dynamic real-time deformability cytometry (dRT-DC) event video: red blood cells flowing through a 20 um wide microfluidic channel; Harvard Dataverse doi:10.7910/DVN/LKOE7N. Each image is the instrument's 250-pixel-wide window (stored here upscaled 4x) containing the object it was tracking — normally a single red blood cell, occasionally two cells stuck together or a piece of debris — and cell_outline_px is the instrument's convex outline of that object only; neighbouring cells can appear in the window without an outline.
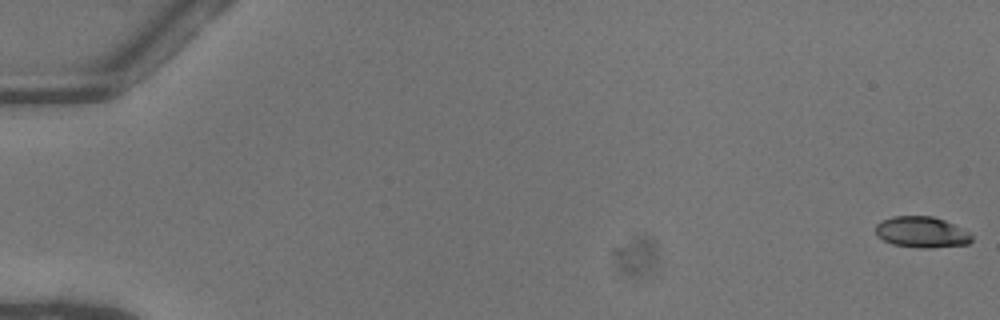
{"species": "common noctule bat (a hibernating species)", "species_latin": "Nyctalus noctula", "temperature_condition": "warm", "stored_images_in_passage": 52, "camera_frame_rate_fps": 3000, "um_per_image_px": 0.085, "animal": {"sex": "female"}, "frame": {"image": 1, "passage_image": 1, "time_ms": 0.0, "image_size_px": [1000, 320], "cell_outline_px": [[972, 240], [968, 244], [932, 248], [916, 248], [892, 244], [876, 236], [876, 224], [880, 220], [892, 216], [932, 216], [944, 220], [968, 232], [972, 236]], "centroid_in_image_um": [78.3, 19.74], "position_along_channel_um": 6.7, "area_um2": 17.46}}
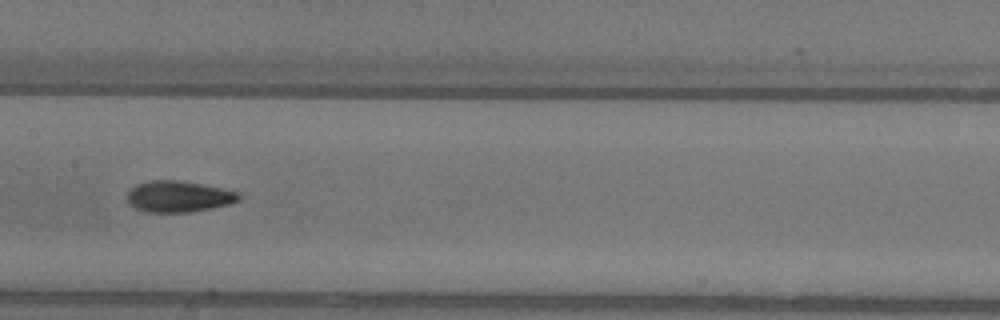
{"frame": {"image": 2, "passage_image": 28, "time_ms": 9.0, "image_size_px": [1000, 320], "cell_outline_px": [[240, 200], [232, 204], [192, 212], [144, 212], [128, 204], [128, 192], [136, 184], [152, 180], [180, 180], [240, 192]], "centroid_in_image_um": [15.2, 16.71], "position_along_channel_um": 192.2, "area_um2": 20.4}}
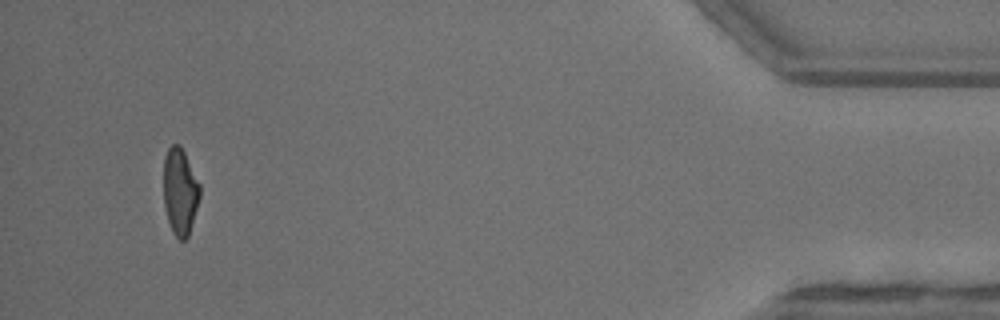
{"frame": {"image": 3, "passage_image": 50, "time_ms": 16.333, "image_size_px": [1000, 320], "cell_outline_px": [[200, 196], [188, 236], [184, 240], [180, 240], [172, 232], [168, 220], [164, 204], [164, 156], [168, 148], [172, 144], [180, 144], [200, 184]], "centroid_in_image_um": [15.3, 16.26], "position_along_channel_um": 419.9, "area_um2": 18.21}, "authors_computed_cell_mechanics": {"area_um2": 19.1029, "velocity_mm_per_s": 4.0834, "shape_relaxation_time_tau1_ms": 4.273, "shape_relaxation_time_tau2_ms": 2.0671, "deformation_change_tau1": 0.1769, "deformation_change_tau2": 0.0799}}